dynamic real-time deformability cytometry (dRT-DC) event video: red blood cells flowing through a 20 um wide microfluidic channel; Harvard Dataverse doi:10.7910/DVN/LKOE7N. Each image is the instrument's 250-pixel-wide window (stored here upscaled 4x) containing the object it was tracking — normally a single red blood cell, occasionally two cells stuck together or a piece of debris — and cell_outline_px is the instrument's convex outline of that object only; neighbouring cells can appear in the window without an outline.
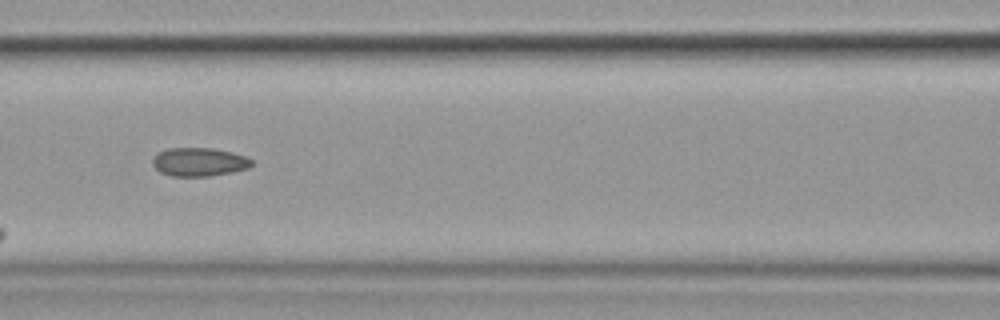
{"species": "common noctule bat (a hibernating species)", "species_latin": "Nyctalus noctula", "temperature_condition": "cold", "stored_images_in_passage": 11, "camera_frame_rate_fps": 3000, "um_per_image_px": 0.085, "animal": {"sex": "female", "body_mass_g": 19.9}, "frame": {"image": 1, "passage_image": 8, "time_ms": 9.333, "image_size_px": [1000, 320], "cell_outline_px": [[252, 164], [248, 168], [232, 172], [208, 176], [172, 176], [160, 172], [152, 164], [152, 160], [160, 152], [168, 148], [212, 148], [232, 152], [244, 156], [252, 160]], "centroid_in_image_um": [16.93, 13.77], "position_along_channel_um": 149.7, "area_um2": 16.3}}